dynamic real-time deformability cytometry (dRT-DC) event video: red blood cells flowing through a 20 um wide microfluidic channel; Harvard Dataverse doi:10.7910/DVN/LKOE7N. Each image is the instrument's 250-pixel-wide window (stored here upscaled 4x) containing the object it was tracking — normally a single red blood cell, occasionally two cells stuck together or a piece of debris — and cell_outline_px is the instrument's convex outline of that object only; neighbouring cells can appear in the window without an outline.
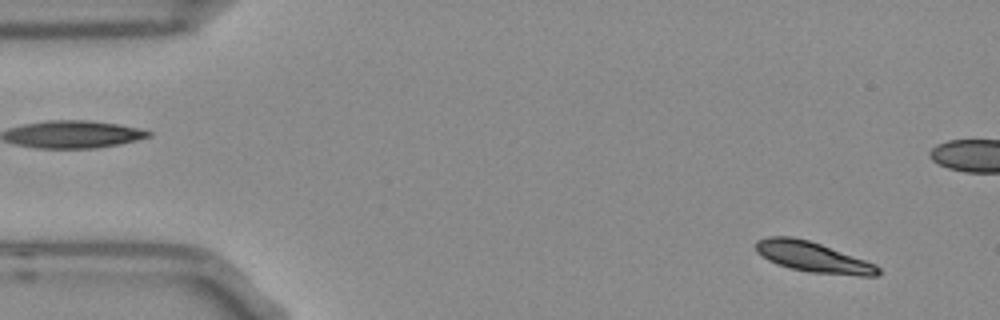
{"species": "Egyptian fruit bat (a non-hibernating species)", "species_latin": "Rousettus aegyptiacus", "temperature_condition": "room temperature", "stored_images_in_passage": 55, "camera_frame_rate_fps": 3000, "um_per_image_px": 0.085, "frame": {"image": 1, "passage_image": 4, "time_ms": 1.0, "image_size_px": [1000, 320], "cell_outline_px": [[880, 272], [876, 276], [860, 276], [808, 272], [776, 264], [768, 260], [756, 252], [756, 240], [768, 236], [792, 236], [808, 240], [820, 244], [876, 264], [880, 268]], "centroid_in_image_um": [69.08, 21.85], "position_along_channel_um": 15.9, "area_um2": 21.56}}
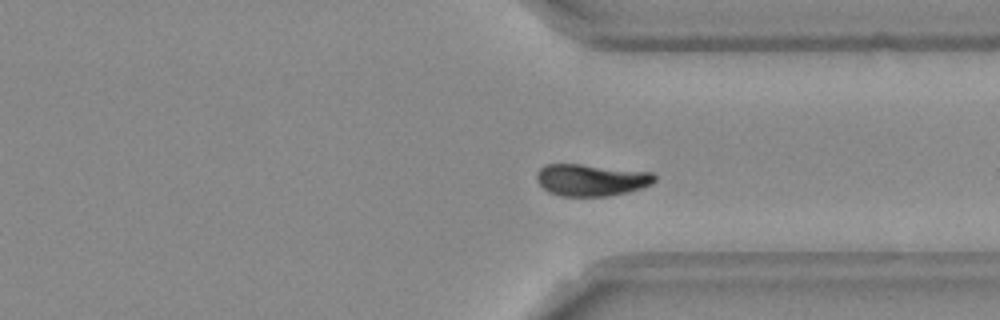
{"frame": {"image": 2, "passage_image": 40, "time_ms": 13.0, "image_size_px": [1000, 320], "cell_outline_px": [[656, 180], [652, 184], [644, 188], [628, 192], [608, 196], [560, 196], [548, 192], [536, 180], [536, 172], [544, 164], [580, 164], [652, 172], [656, 176]], "centroid_in_image_um": [50.26, 15.3], "position_along_channel_um": 361.1, "area_um2": 22.14}}
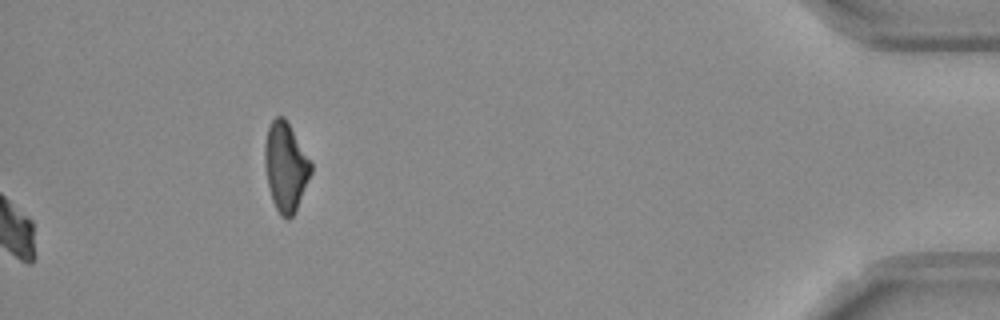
{"frame": {"image": 3, "passage_image": 55, "time_ms": 18.0, "image_size_px": [1000, 320], "cell_outline_px": [[312, 172], [296, 208], [292, 216], [288, 220], [280, 216], [272, 200], [268, 184], [264, 164], [264, 144], [268, 128], [272, 120], [276, 116], [284, 116], [312, 164]], "centroid_in_image_um": [24.26, 14.18], "position_along_channel_um": 410.9, "area_um2": 23.64}, "authors_computed_cell_mechanics": {"area_um2": 22.4842, "velocity_mm_per_s": 3.6945, "shape_relaxation_time_tau1_ms": 4.4743, "shape_relaxation_time_tau2_ms": null, "deformation_change_tau1": 0.1105, "deformation_change_tau2": null}}